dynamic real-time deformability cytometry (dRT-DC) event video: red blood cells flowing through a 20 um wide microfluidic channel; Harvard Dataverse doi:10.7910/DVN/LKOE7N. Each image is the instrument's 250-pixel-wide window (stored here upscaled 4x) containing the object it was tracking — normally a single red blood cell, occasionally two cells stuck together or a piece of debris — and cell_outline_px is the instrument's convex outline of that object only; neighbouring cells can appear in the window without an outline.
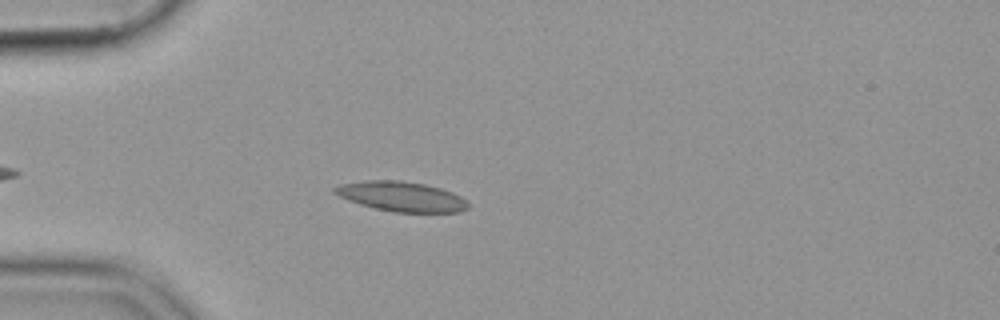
{"species": "common noctule bat (a hibernating species)", "species_latin": "Nyctalus noctula", "temperature_condition": "cold", "stored_images_in_passage": 41, "camera_frame_rate_fps": 3000, "um_per_image_px": 0.085, "animal": {"sex": "female", "body_mass_g": 19.9}, "frame": {"image": 1, "passage_image": 7, "time_ms": 2.0, "image_size_px": [1000, 320], "cell_outline_px": [[468, 208], [460, 212], [392, 212], [360, 204], [348, 200], [332, 192], [332, 188], [340, 184], [364, 180], [400, 180], [424, 184], [440, 188], [452, 192], [460, 196], [468, 204]], "centroid_in_image_um": [34.09, 16.69], "position_along_channel_um": 50.9, "area_um2": 23.12}}
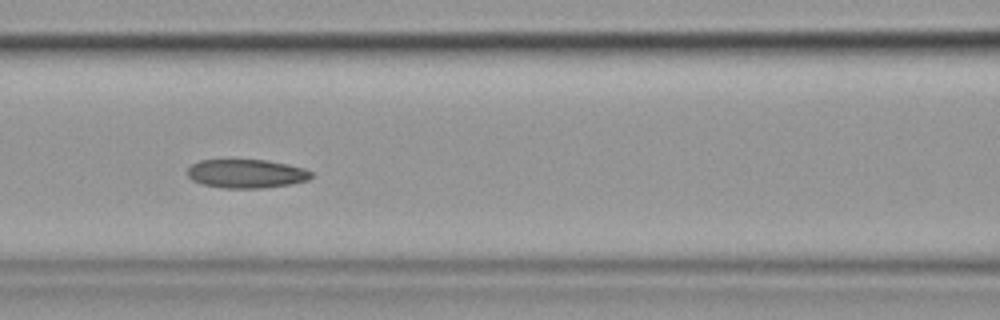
{"frame": {"image": 2, "passage_image": 16, "time_ms": 5.0, "image_size_px": [1000, 320], "cell_outline_px": [[312, 176], [308, 180], [292, 184], [264, 188], [220, 188], [200, 184], [192, 180], [188, 176], [188, 168], [192, 164], [200, 160], [268, 160], [288, 164], [304, 168], [312, 172]], "centroid_in_image_um": [20.94, 14.77], "position_along_channel_um": 145.7, "area_um2": 20.92}}
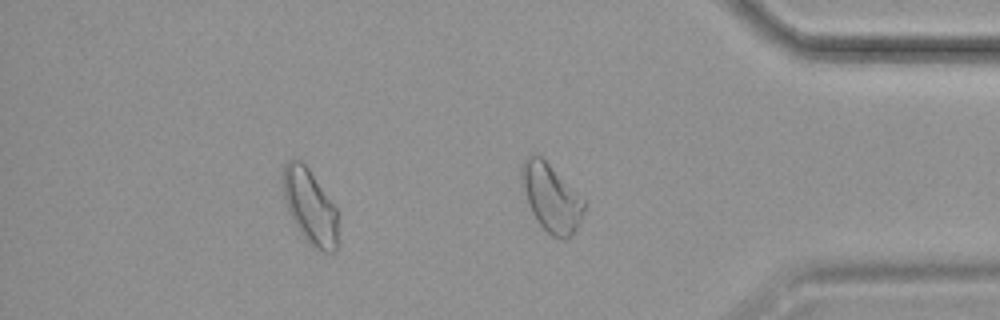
{"frame": {"image": 3, "passage_image": 37, "time_ms": 12.0, "image_size_px": [1000, 320], "cell_outline_px": [[336, 252], [324, 252], [312, 248], [308, 244], [292, 220], [288, 212], [284, 200], [280, 180], [284, 164], [288, 160], [300, 160], [308, 168], [336, 208]], "centroid_in_image_um": [26.28, 17.55], "position_along_channel_um": 408.9, "area_um2": 24.1}}